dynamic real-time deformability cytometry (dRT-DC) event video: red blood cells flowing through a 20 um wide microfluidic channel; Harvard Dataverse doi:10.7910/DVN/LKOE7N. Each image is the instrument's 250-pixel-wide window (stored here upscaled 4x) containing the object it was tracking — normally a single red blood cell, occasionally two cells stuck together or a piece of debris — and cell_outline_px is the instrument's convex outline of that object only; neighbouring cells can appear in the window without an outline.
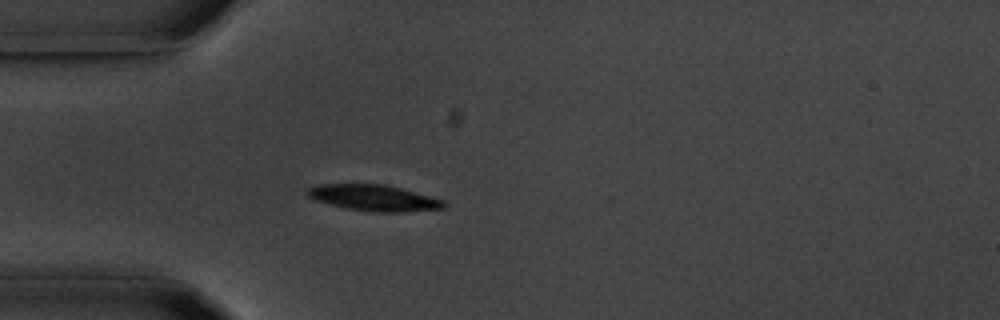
{"species": "common noctule bat (a hibernating species)", "species_latin": "Nyctalus noctula", "temperature_condition": "room temperature", "stored_images_in_passage": 19, "camera_frame_rate_fps": 3000, "um_per_image_px": 0.085, "animal": {"sex": "male", "body_mass_g": 20.1, "forearm_length_mm": 53.5}, "frame": {"image": 1, "passage_image": 1, "time_ms": 0.0, "image_size_px": [1000, 320], "cell_outline_px": [[448, 204], [444, 208], [404, 212], [376, 212], [348, 208], [316, 200], [308, 196], [304, 192], [308, 188], [320, 184], [384, 184], [400, 188], [444, 200]], "centroid_in_image_um": [31.8, 16.81], "position_along_channel_um": 53.2, "area_um2": 20.52}}
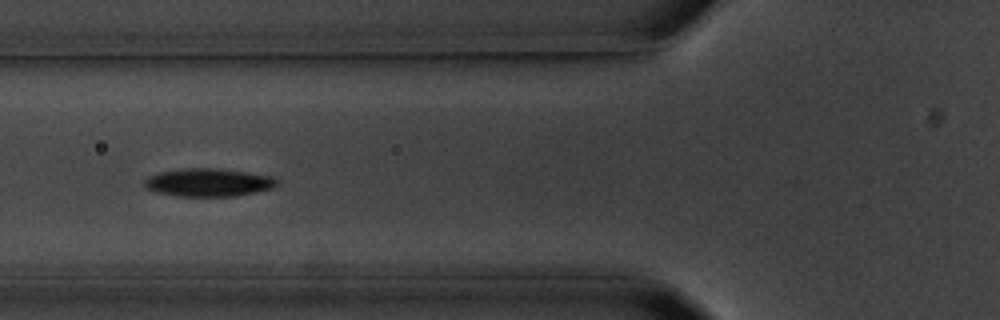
{"frame": {"image": 2, "passage_image": 6, "time_ms": 1.667, "image_size_px": [1000, 320], "cell_outline_px": [[276, 184], [272, 188], [256, 192], [236, 196], [176, 196], [156, 192], [148, 188], [144, 184], [144, 180], [148, 176], [160, 172], [180, 168], [216, 168], [272, 176], [276, 180]], "centroid_in_image_um": [17.68, 15.51], "position_along_channel_um": 108.1, "area_um2": 21.5}}